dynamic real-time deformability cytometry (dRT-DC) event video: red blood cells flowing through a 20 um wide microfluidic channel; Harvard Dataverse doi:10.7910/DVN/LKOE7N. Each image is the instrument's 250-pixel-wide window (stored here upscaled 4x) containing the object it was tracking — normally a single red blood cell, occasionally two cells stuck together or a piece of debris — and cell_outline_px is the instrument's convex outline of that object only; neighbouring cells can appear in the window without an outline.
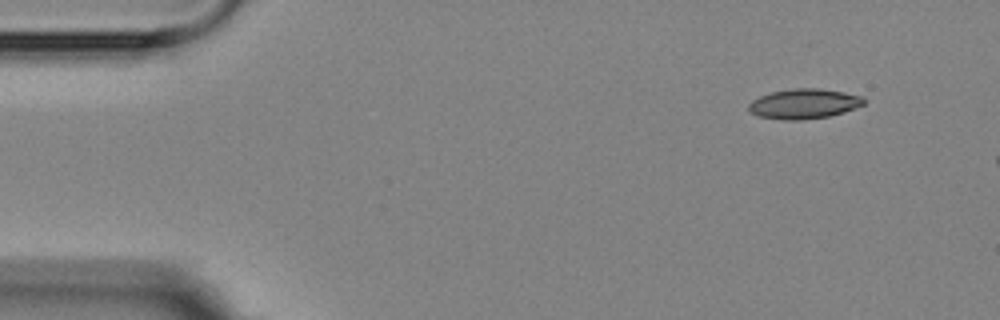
{"species": "Egyptian fruit bat (a non-hibernating species)", "species_latin": "Rousettus aegyptiacus", "temperature_condition": "room temperature", "stored_images_in_passage": 5, "camera_frame_rate_fps": 3000, "um_per_image_px": 0.085, "animal": {"sex": "female"}, "frame": {"image": 1, "passage_image": 1, "time_ms": 0.0, "image_size_px": [1000, 320], "cell_outline_px": [[868, 100], [864, 104], [844, 112], [828, 116], [800, 120], [784, 120], [760, 116], [752, 112], [748, 108], [748, 104], [752, 100], [760, 96], [772, 92], [792, 88], [820, 88], [844, 92], [860, 96]], "centroid_in_image_um": [68.36, 8.81], "position_along_channel_um": 16.6, "area_um2": 20.0}}
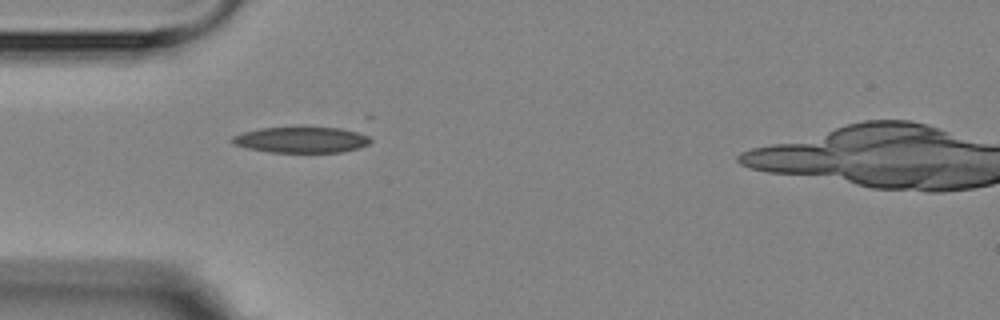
{"frame": {"image": 2, "passage_image": 4, "time_ms": 3.667, "image_size_px": [1000, 320], "cell_outline_px": [[372, 140], [368, 144], [360, 148], [340, 152], [268, 152], [248, 148], [232, 144], [228, 140], [232, 136], [244, 132], [260, 128], [300, 124], [304, 124], [340, 128], [356, 132], [368, 136]], "centroid_in_image_um": [25.57, 11.83], "position_along_channel_um": 59.4, "area_um2": 21.91}}